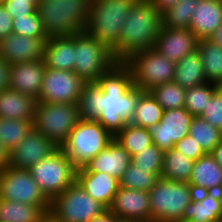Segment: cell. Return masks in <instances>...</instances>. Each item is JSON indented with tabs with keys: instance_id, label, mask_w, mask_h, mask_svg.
Instances as JSON below:
<instances>
[{
	"instance_id": "obj_18",
	"label": "cell",
	"mask_w": 222,
	"mask_h": 222,
	"mask_svg": "<svg viewBox=\"0 0 222 222\" xmlns=\"http://www.w3.org/2000/svg\"><path fill=\"white\" fill-rule=\"evenodd\" d=\"M198 38L190 29L162 26L155 47L168 60L177 63L197 50Z\"/></svg>"
},
{
	"instance_id": "obj_8",
	"label": "cell",
	"mask_w": 222,
	"mask_h": 222,
	"mask_svg": "<svg viewBox=\"0 0 222 222\" xmlns=\"http://www.w3.org/2000/svg\"><path fill=\"white\" fill-rule=\"evenodd\" d=\"M74 72L86 83H96L114 64L112 51L86 31L74 34Z\"/></svg>"
},
{
	"instance_id": "obj_3",
	"label": "cell",
	"mask_w": 222,
	"mask_h": 222,
	"mask_svg": "<svg viewBox=\"0 0 222 222\" xmlns=\"http://www.w3.org/2000/svg\"><path fill=\"white\" fill-rule=\"evenodd\" d=\"M92 0H40L37 13L48 38L82 32Z\"/></svg>"
},
{
	"instance_id": "obj_50",
	"label": "cell",
	"mask_w": 222,
	"mask_h": 222,
	"mask_svg": "<svg viewBox=\"0 0 222 222\" xmlns=\"http://www.w3.org/2000/svg\"><path fill=\"white\" fill-rule=\"evenodd\" d=\"M39 222H63L52 210L45 211L40 219Z\"/></svg>"
},
{
	"instance_id": "obj_2",
	"label": "cell",
	"mask_w": 222,
	"mask_h": 222,
	"mask_svg": "<svg viewBox=\"0 0 222 222\" xmlns=\"http://www.w3.org/2000/svg\"><path fill=\"white\" fill-rule=\"evenodd\" d=\"M163 26L162 14L149 0H137L121 28L119 45L112 51L116 62H126L134 54L155 47Z\"/></svg>"
},
{
	"instance_id": "obj_54",
	"label": "cell",
	"mask_w": 222,
	"mask_h": 222,
	"mask_svg": "<svg viewBox=\"0 0 222 222\" xmlns=\"http://www.w3.org/2000/svg\"><path fill=\"white\" fill-rule=\"evenodd\" d=\"M172 222H194L193 220H190V219H184V218H181L179 220H175V221H172Z\"/></svg>"
},
{
	"instance_id": "obj_17",
	"label": "cell",
	"mask_w": 222,
	"mask_h": 222,
	"mask_svg": "<svg viewBox=\"0 0 222 222\" xmlns=\"http://www.w3.org/2000/svg\"><path fill=\"white\" fill-rule=\"evenodd\" d=\"M109 210L120 219L151 222L149 193L119 187Z\"/></svg>"
},
{
	"instance_id": "obj_10",
	"label": "cell",
	"mask_w": 222,
	"mask_h": 222,
	"mask_svg": "<svg viewBox=\"0 0 222 222\" xmlns=\"http://www.w3.org/2000/svg\"><path fill=\"white\" fill-rule=\"evenodd\" d=\"M125 63L131 70L133 85L143 91L149 92L156 86L174 80L176 63L154 48L134 54Z\"/></svg>"
},
{
	"instance_id": "obj_52",
	"label": "cell",
	"mask_w": 222,
	"mask_h": 222,
	"mask_svg": "<svg viewBox=\"0 0 222 222\" xmlns=\"http://www.w3.org/2000/svg\"><path fill=\"white\" fill-rule=\"evenodd\" d=\"M208 40L222 47V24L213 32Z\"/></svg>"
},
{
	"instance_id": "obj_9",
	"label": "cell",
	"mask_w": 222,
	"mask_h": 222,
	"mask_svg": "<svg viewBox=\"0 0 222 222\" xmlns=\"http://www.w3.org/2000/svg\"><path fill=\"white\" fill-rule=\"evenodd\" d=\"M28 170L50 201L76 181L77 168L61 148Z\"/></svg>"
},
{
	"instance_id": "obj_22",
	"label": "cell",
	"mask_w": 222,
	"mask_h": 222,
	"mask_svg": "<svg viewBox=\"0 0 222 222\" xmlns=\"http://www.w3.org/2000/svg\"><path fill=\"white\" fill-rule=\"evenodd\" d=\"M189 29L201 39H208L222 24V0H199L195 3Z\"/></svg>"
},
{
	"instance_id": "obj_20",
	"label": "cell",
	"mask_w": 222,
	"mask_h": 222,
	"mask_svg": "<svg viewBox=\"0 0 222 222\" xmlns=\"http://www.w3.org/2000/svg\"><path fill=\"white\" fill-rule=\"evenodd\" d=\"M76 181L93 199L102 203L107 209L111 206L120 187L117 178L105 172H88L84 167L77 169Z\"/></svg>"
},
{
	"instance_id": "obj_47",
	"label": "cell",
	"mask_w": 222,
	"mask_h": 222,
	"mask_svg": "<svg viewBox=\"0 0 222 222\" xmlns=\"http://www.w3.org/2000/svg\"><path fill=\"white\" fill-rule=\"evenodd\" d=\"M150 3L157 9V11L163 14L166 10L173 7L180 0H149Z\"/></svg>"
},
{
	"instance_id": "obj_51",
	"label": "cell",
	"mask_w": 222,
	"mask_h": 222,
	"mask_svg": "<svg viewBox=\"0 0 222 222\" xmlns=\"http://www.w3.org/2000/svg\"><path fill=\"white\" fill-rule=\"evenodd\" d=\"M210 154L222 169V140L216 145Z\"/></svg>"
},
{
	"instance_id": "obj_25",
	"label": "cell",
	"mask_w": 222,
	"mask_h": 222,
	"mask_svg": "<svg viewBox=\"0 0 222 222\" xmlns=\"http://www.w3.org/2000/svg\"><path fill=\"white\" fill-rule=\"evenodd\" d=\"M43 60L46 68L74 71V35L48 38Z\"/></svg>"
},
{
	"instance_id": "obj_24",
	"label": "cell",
	"mask_w": 222,
	"mask_h": 222,
	"mask_svg": "<svg viewBox=\"0 0 222 222\" xmlns=\"http://www.w3.org/2000/svg\"><path fill=\"white\" fill-rule=\"evenodd\" d=\"M182 218L194 222H222V207L218 192L196 193L192 201L185 207Z\"/></svg>"
},
{
	"instance_id": "obj_53",
	"label": "cell",
	"mask_w": 222,
	"mask_h": 222,
	"mask_svg": "<svg viewBox=\"0 0 222 222\" xmlns=\"http://www.w3.org/2000/svg\"><path fill=\"white\" fill-rule=\"evenodd\" d=\"M115 222H141V221L116 218Z\"/></svg>"
},
{
	"instance_id": "obj_46",
	"label": "cell",
	"mask_w": 222,
	"mask_h": 222,
	"mask_svg": "<svg viewBox=\"0 0 222 222\" xmlns=\"http://www.w3.org/2000/svg\"><path fill=\"white\" fill-rule=\"evenodd\" d=\"M11 64L0 58V92L9 88Z\"/></svg>"
},
{
	"instance_id": "obj_14",
	"label": "cell",
	"mask_w": 222,
	"mask_h": 222,
	"mask_svg": "<svg viewBox=\"0 0 222 222\" xmlns=\"http://www.w3.org/2000/svg\"><path fill=\"white\" fill-rule=\"evenodd\" d=\"M193 116L184 108L164 110L161 121L149 128L153 144L163 153L189 134Z\"/></svg>"
},
{
	"instance_id": "obj_37",
	"label": "cell",
	"mask_w": 222,
	"mask_h": 222,
	"mask_svg": "<svg viewBox=\"0 0 222 222\" xmlns=\"http://www.w3.org/2000/svg\"><path fill=\"white\" fill-rule=\"evenodd\" d=\"M219 87L217 84L207 82L203 85L186 89L184 108L192 116H200Z\"/></svg>"
},
{
	"instance_id": "obj_41",
	"label": "cell",
	"mask_w": 222,
	"mask_h": 222,
	"mask_svg": "<svg viewBox=\"0 0 222 222\" xmlns=\"http://www.w3.org/2000/svg\"><path fill=\"white\" fill-rule=\"evenodd\" d=\"M131 161L138 167L153 174H161L163 166V152L155 145H149L135 154Z\"/></svg>"
},
{
	"instance_id": "obj_33",
	"label": "cell",
	"mask_w": 222,
	"mask_h": 222,
	"mask_svg": "<svg viewBox=\"0 0 222 222\" xmlns=\"http://www.w3.org/2000/svg\"><path fill=\"white\" fill-rule=\"evenodd\" d=\"M189 134L194 141L201 146L205 153H211L222 140V131L213 127L200 116H193L190 123Z\"/></svg>"
},
{
	"instance_id": "obj_13",
	"label": "cell",
	"mask_w": 222,
	"mask_h": 222,
	"mask_svg": "<svg viewBox=\"0 0 222 222\" xmlns=\"http://www.w3.org/2000/svg\"><path fill=\"white\" fill-rule=\"evenodd\" d=\"M85 84L74 71L46 68L37 102L77 104Z\"/></svg>"
},
{
	"instance_id": "obj_26",
	"label": "cell",
	"mask_w": 222,
	"mask_h": 222,
	"mask_svg": "<svg viewBox=\"0 0 222 222\" xmlns=\"http://www.w3.org/2000/svg\"><path fill=\"white\" fill-rule=\"evenodd\" d=\"M37 100L7 88L0 92V118L34 120Z\"/></svg>"
},
{
	"instance_id": "obj_28",
	"label": "cell",
	"mask_w": 222,
	"mask_h": 222,
	"mask_svg": "<svg viewBox=\"0 0 222 222\" xmlns=\"http://www.w3.org/2000/svg\"><path fill=\"white\" fill-rule=\"evenodd\" d=\"M194 162V160L172 148L163 153L161 178L171 181L188 182L192 174Z\"/></svg>"
},
{
	"instance_id": "obj_21",
	"label": "cell",
	"mask_w": 222,
	"mask_h": 222,
	"mask_svg": "<svg viewBox=\"0 0 222 222\" xmlns=\"http://www.w3.org/2000/svg\"><path fill=\"white\" fill-rule=\"evenodd\" d=\"M130 163L129 153L113 139L105 149L83 167L88 172H105L120 180Z\"/></svg>"
},
{
	"instance_id": "obj_56",
	"label": "cell",
	"mask_w": 222,
	"mask_h": 222,
	"mask_svg": "<svg viewBox=\"0 0 222 222\" xmlns=\"http://www.w3.org/2000/svg\"><path fill=\"white\" fill-rule=\"evenodd\" d=\"M218 195H219V199H220L221 207H222V188H221V190L218 192Z\"/></svg>"
},
{
	"instance_id": "obj_34",
	"label": "cell",
	"mask_w": 222,
	"mask_h": 222,
	"mask_svg": "<svg viewBox=\"0 0 222 222\" xmlns=\"http://www.w3.org/2000/svg\"><path fill=\"white\" fill-rule=\"evenodd\" d=\"M32 129V120L0 118V142L10 152Z\"/></svg>"
},
{
	"instance_id": "obj_36",
	"label": "cell",
	"mask_w": 222,
	"mask_h": 222,
	"mask_svg": "<svg viewBox=\"0 0 222 222\" xmlns=\"http://www.w3.org/2000/svg\"><path fill=\"white\" fill-rule=\"evenodd\" d=\"M199 0H180L162 14L163 26L168 28L189 29L195 11V3Z\"/></svg>"
},
{
	"instance_id": "obj_7",
	"label": "cell",
	"mask_w": 222,
	"mask_h": 222,
	"mask_svg": "<svg viewBox=\"0 0 222 222\" xmlns=\"http://www.w3.org/2000/svg\"><path fill=\"white\" fill-rule=\"evenodd\" d=\"M80 120L77 104L37 102L33 129L60 148Z\"/></svg>"
},
{
	"instance_id": "obj_32",
	"label": "cell",
	"mask_w": 222,
	"mask_h": 222,
	"mask_svg": "<svg viewBox=\"0 0 222 222\" xmlns=\"http://www.w3.org/2000/svg\"><path fill=\"white\" fill-rule=\"evenodd\" d=\"M163 112L164 109L153 95L145 91L138 100L134 117L130 123L149 129L161 121Z\"/></svg>"
},
{
	"instance_id": "obj_44",
	"label": "cell",
	"mask_w": 222,
	"mask_h": 222,
	"mask_svg": "<svg viewBox=\"0 0 222 222\" xmlns=\"http://www.w3.org/2000/svg\"><path fill=\"white\" fill-rule=\"evenodd\" d=\"M5 10L14 19L15 16H26L36 12L39 2H21L14 0H6L4 3Z\"/></svg>"
},
{
	"instance_id": "obj_11",
	"label": "cell",
	"mask_w": 222,
	"mask_h": 222,
	"mask_svg": "<svg viewBox=\"0 0 222 222\" xmlns=\"http://www.w3.org/2000/svg\"><path fill=\"white\" fill-rule=\"evenodd\" d=\"M50 210L63 222H90L107 208L75 181L51 201Z\"/></svg>"
},
{
	"instance_id": "obj_12",
	"label": "cell",
	"mask_w": 222,
	"mask_h": 222,
	"mask_svg": "<svg viewBox=\"0 0 222 222\" xmlns=\"http://www.w3.org/2000/svg\"><path fill=\"white\" fill-rule=\"evenodd\" d=\"M0 198L39 205L44 211L50 210L51 205V201L40 189L30 171L12 166L0 171Z\"/></svg>"
},
{
	"instance_id": "obj_15",
	"label": "cell",
	"mask_w": 222,
	"mask_h": 222,
	"mask_svg": "<svg viewBox=\"0 0 222 222\" xmlns=\"http://www.w3.org/2000/svg\"><path fill=\"white\" fill-rule=\"evenodd\" d=\"M57 148L58 147L42 133L32 129L29 134L9 152V166L28 170L40 160L48 157Z\"/></svg>"
},
{
	"instance_id": "obj_16",
	"label": "cell",
	"mask_w": 222,
	"mask_h": 222,
	"mask_svg": "<svg viewBox=\"0 0 222 222\" xmlns=\"http://www.w3.org/2000/svg\"><path fill=\"white\" fill-rule=\"evenodd\" d=\"M47 39L11 33L0 40V58L9 64L41 60Z\"/></svg>"
},
{
	"instance_id": "obj_45",
	"label": "cell",
	"mask_w": 222,
	"mask_h": 222,
	"mask_svg": "<svg viewBox=\"0 0 222 222\" xmlns=\"http://www.w3.org/2000/svg\"><path fill=\"white\" fill-rule=\"evenodd\" d=\"M12 22V16L5 10L4 5L0 3V40L12 33Z\"/></svg>"
},
{
	"instance_id": "obj_42",
	"label": "cell",
	"mask_w": 222,
	"mask_h": 222,
	"mask_svg": "<svg viewBox=\"0 0 222 222\" xmlns=\"http://www.w3.org/2000/svg\"><path fill=\"white\" fill-rule=\"evenodd\" d=\"M200 117L222 131V86L214 92Z\"/></svg>"
},
{
	"instance_id": "obj_5",
	"label": "cell",
	"mask_w": 222,
	"mask_h": 222,
	"mask_svg": "<svg viewBox=\"0 0 222 222\" xmlns=\"http://www.w3.org/2000/svg\"><path fill=\"white\" fill-rule=\"evenodd\" d=\"M151 222H172L182 218L196 192L188 182L159 178L148 191Z\"/></svg>"
},
{
	"instance_id": "obj_1",
	"label": "cell",
	"mask_w": 222,
	"mask_h": 222,
	"mask_svg": "<svg viewBox=\"0 0 222 222\" xmlns=\"http://www.w3.org/2000/svg\"><path fill=\"white\" fill-rule=\"evenodd\" d=\"M96 83L101 88V112L96 121L115 136L131 122L145 91L133 85L131 70L124 62L114 64Z\"/></svg>"
},
{
	"instance_id": "obj_19",
	"label": "cell",
	"mask_w": 222,
	"mask_h": 222,
	"mask_svg": "<svg viewBox=\"0 0 222 222\" xmlns=\"http://www.w3.org/2000/svg\"><path fill=\"white\" fill-rule=\"evenodd\" d=\"M45 70L43 59L11 64L9 88L38 101Z\"/></svg>"
},
{
	"instance_id": "obj_55",
	"label": "cell",
	"mask_w": 222,
	"mask_h": 222,
	"mask_svg": "<svg viewBox=\"0 0 222 222\" xmlns=\"http://www.w3.org/2000/svg\"><path fill=\"white\" fill-rule=\"evenodd\" d=\"M14 1H21V2H39L40 0H14Z\"/></svg>"
},
{
	"instance_id": "obj_38",
	"label": "cell",
	"mask_w": 222,
	"mask_h": 222,
	"mask_svg": "<svg viewBox=\"0 0 222 222\" xmlns=\"http://www.w3.org/2000/svg\"><path fill=\"white\" fill-rule=\"evenodd\" d=\"M161 177V174L147 172L132 161L119 180L120 187L148 192Z\"/></svg>"
},
{
	"instance_id": "obj_39",
	"label": "cell",
	"mask_w": 222,
	"mask_h": 222,
	"mask_svg": "<svg viewBox=\"0 0 222 222\" xmlns=\"http://www.w3.org/2000/svg\"><path fill=\"white\" fill-rule=\"evenodd\" d=\"M185 91L186 89L180 87L175 81H171L156 86L149 92L164 110H169L184 107Z\"/></svg>"
},
{
	"instance_id": "obj_23",
	"label": "cell",
	"mask_w": 222,
	"mask_h": 222,
	"mask_svg": "<svg viewBox=\"0 0 222 222\" xmlns=\"http://www.w3.org/2000/svg\"><path fill=\"white\" fill-rule=\"evenodd\" d=\"M188 183L196 193L203 191L219 192L221 190L222 169L210 153H206L194 162Z\"/></svg>"
},
{
	"instance_id": "obj_27",
	"label": "cell",
	"mask_w": 222,
	"mask_h": 222,
	"mask_svg": "<svg viewBox=\"0 0 222 222\" xmlns=\"http://www.w3.org/2000/svg\"><path fill=\"white\" fill-rule=\"evenodd\" d=\"M184 89L207 83L201 55L196 50L176 63L174 80Z\"/></svg>"
},
{
	"instance_id": "obj_43",
	"label": "cell",
	"mask_w": 222,
	"mask_h": 222,
	"mask_svg": "<svg viewBox=\"0 0 222 222\" xmlns=\"http://www.w3.org/2000/svg\"><path fill=\"white\" fill-rule=\"evenodd\" d=\"M174 149L178 150L180 153L194 161L206 154L201 146L194 141L190 134L177 142L174 145Z\"/></svg>"
},
{
	"instance_id": "obj_30",
	"label": "cell",
	"mask_w": 222,
	"mask_h": 222,
	"mask_svg": "<svg viewBox=\"0 0 222 222\" xmlns=\"http://www.w3.org/2000/svg\"><path fill=\"white\" fill-rule=\"evenodd\" d=\"M116 140L131 156L152 145L153 140L148 128L127 123L115 136Z\"/></svg>"
},
{
	"instance_id": "obj_4",
	"label": "cell",
	"mask_w": 222,
	"mask_h": 222,
	"mask_svg": "<svg viewBox=\"0 0 222 222\" xmlns=\"http://www.w3.org/2000/svg\"><path fill=\"white\" fill-rule=\"evenodd\" d=\"M137 0H92L86 31L111 51L119 45L121 28Z\"/></svg>"
},
{
	"instance_id": "obj_48",
	"label": "cell",
	"mask_w": 222,
	"mask_h": 222,
	"mask_svg": "<svg viewBox=\"0 0 222 222\" xmlns=\"http://www.w3.org/2000/svg\"><path fill=\"white\" fill-rule=\"evenodd\" d=\"M9 166V150L0 142V171Z\"/></svg>"
},
{
	"instance_id": "obj_29",
	"label": "cell",
	"mask_w": 222,
	"mask_h": 222,
	"mask_svg": "<svg viewBox=\"0 0 222 222\" xmlns=\"http://www.w3.org/2000/svg\"><path fill=\"white\" fill-rule=\"evenodd\" d=\"M197 51L201 55L206 80L222 86V47L208 39L198 40Z\"/></svg>"
},
{
	"instance_id": "obj_31",
	"label": "cell",
	"mask_w": 222,
	"mask_h": 222,
	"mask_svg": "<svg viewBox=\"0 0 222 222\" xmlns=\"http://www.w3.org/2000/svg\"><path fill=\"white\" fill-rule=\"evenodd\" d=\"M44 212L39 205L0 198V222H39Z\"/></svg>"
},
{
	"instance_id": "obj_40",
	"label": "cell",
	"mask_w": 222,
	"mask_h": 222,
	"mask_svg": "<svg viewBox=\"0 0 222 222\" xmlns=\"http://www.w3.org/2000/svg\"><path fill=\"white\" fill-rule=\"evenodd\" d=\"M12 33L33 38H48L37 11L26 16H15L12 22Z\"/></svg>"
},
{
	"instance_id": "obj_6",
	"label": "cell",
	"mask_w": 222,
	"mask_h": 222,
	"mask_svg": "<svg viewBox=\"0 0 222 222\" xmlns=\"http://www.w3.org/2000/svg\"><path fill=\"white\" fill-rule=\"evenodd\" d=\"M114 139L96 120H80L60 147L78 169L97 156Z\"/></svg>"
},
{
	"instance_id": "obj_35",
	"label": "cell",
	"mask_w": 222,
	"mask_h": 222,
	"mask_svg": "<svg viewBox=\"0 0 222 222\" xmlns=\"http://www.w3.org/2000/svg\"><path fill=\"white\" fill-rule=\"evenodd\" d=\"M78 111L82 120H97L101 112V88L97 83H86L79 96Z\"/></svg>"
},
{
	"instance_id": "obj_49",
	"label": "cell",
	"mask_w": 222,
	"mask_h": 222,
	"mask_svg": "<svg viewBox=\"0 0 222 222\" xmlns=\"http://www.w3.org/2000/svg\"><path fill=\"white\" fill-rule=\"evenodd\" d=\"M116 216L107 209L102 214L94 217L90 222H115Z\"/></svg>"
}]
</instances>
